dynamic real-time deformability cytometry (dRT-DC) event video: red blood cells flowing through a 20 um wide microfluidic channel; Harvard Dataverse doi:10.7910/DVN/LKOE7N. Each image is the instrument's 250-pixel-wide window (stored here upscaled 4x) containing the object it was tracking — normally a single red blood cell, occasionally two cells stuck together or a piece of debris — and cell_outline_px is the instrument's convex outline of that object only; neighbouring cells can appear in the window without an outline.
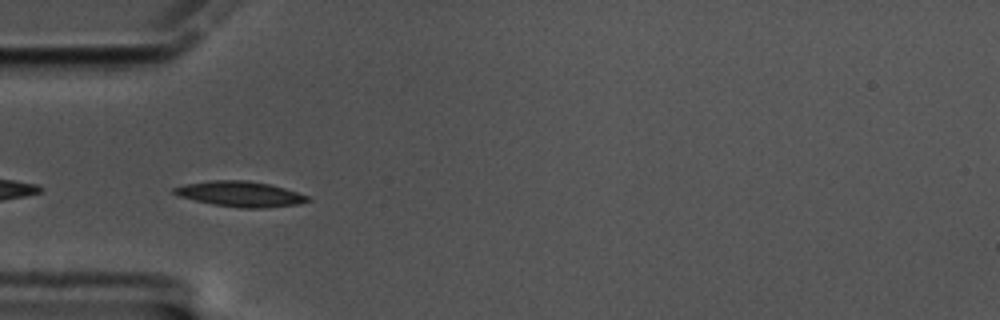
{"species": "common noctule bat (a hibernating species)", "species_latin": "Nyctalus noctula", "temperature_condition": "cold", "stored_images_in_passage": 43, "camera_frame_rate_fps": 3000, "um_per_image_px": 0.085, "animal": {"sex": "male", "body_mass_g": 17.5, "forearm_length_mm": 52.3}, "frame": {"image": 1, "passage_image": 2, "time_ms": 0.333, "image_size_px": [1000, 320], "cell_outline_px": [[312, 200], [300, 204], [264, 208], [240, 208], [212, 204], [180, 196], [172, 192], [172, 188], [184, 184], [212, 180], [248, 180], [268, 184], [284, 188], [308, 196]], "centroid_in_image_um": [20.43, 16.49], "position_along_channel_um": 64.6, "area_um2": 19.71}}
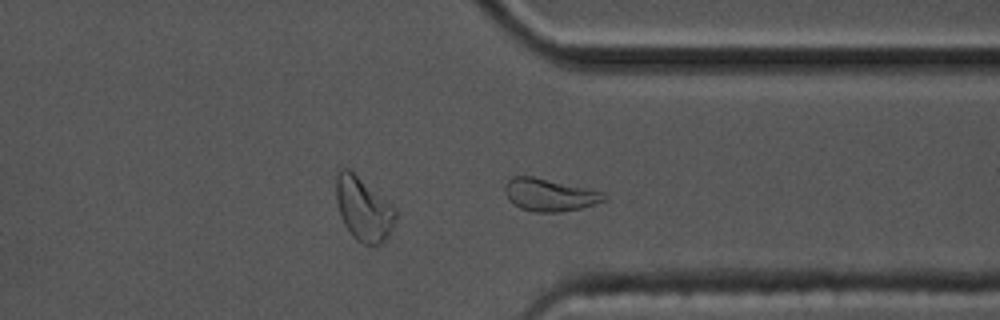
{"frame": {"image": 2, "passage_image": 29, "time_ms": 9.333, "image_size_px": [1000, 320], "cell_outline_px": [[608, 196], [604, 200], [580, 208], [556, 212], [536, 212], [520, 208], [512, 204], [508, 200], [504, 192], [504, 184], [512, 176], [532, 176], [604, 192]], "centroid_in_image_um": [46.64, 16.56], "position_along_channel_um": 364.8, "area_um2": 18.67}}
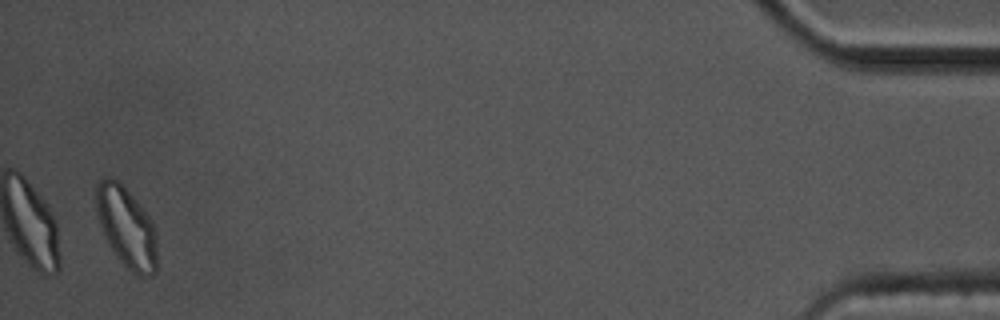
{"frame": {"image": 3, "passage_image": 42, "time_ms": 13.667, "image_size_px": [1000, 320], "cell_outline_px": [[156, 272], [152, 276], [140, 276], [132, 272], [116, 256], [108, 244], [104, 236], [100, 224], [96, 208], [96, 184], [100, 180], [108, 176], [112, 176], [144, 208], [152, 220], [156, 232]], "centroid_in_image_um": [10.76, 19.32], "position_along_channel_um": 424.4, "area_um2": 28.55}, "authors_computed_cell_mechanics": {"area_um2": 18.2648, "velocity_mm_per_s": 3.3479, "shape_relaxation_time_tau1_ms": 4.2233, "shape_relaxation_time_tau2_ms": null, "deformation_change_tau1": 0.1242, "deformation_change_tau2": null}}